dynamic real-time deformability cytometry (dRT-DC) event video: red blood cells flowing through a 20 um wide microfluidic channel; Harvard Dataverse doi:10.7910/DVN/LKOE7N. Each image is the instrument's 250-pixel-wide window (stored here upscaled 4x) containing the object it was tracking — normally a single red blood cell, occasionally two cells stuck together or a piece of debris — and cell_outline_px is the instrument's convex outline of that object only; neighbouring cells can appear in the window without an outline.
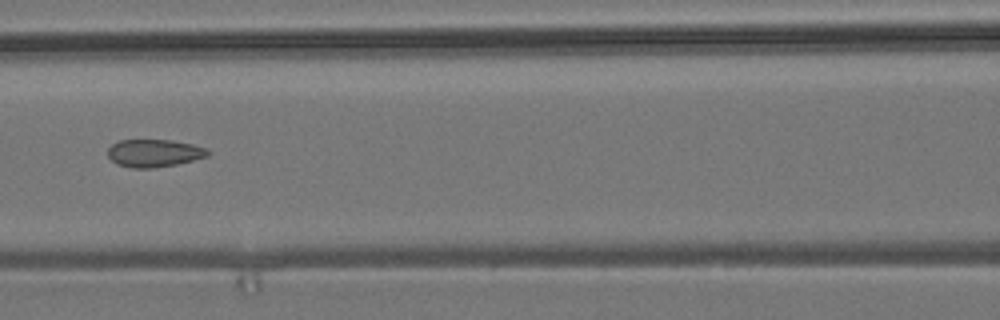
{"species": "common noctule bat (a hibernating species)", "species_latin": "Nyctalus noctula", "temperature_condition": "room temperature", "stored_images_in_passage": 5, "camera_frame_rate_fps": 3000, "um_per_image_px": 0.085, "animal": {"sex": "male", "body_mass_g": 19.2, "forearm_length_mm": 51.8}, "frame": {"image": 1, "passage_image": 5, "time_ms": 1.333, "image_size_px": [1000, 320], "cell_outline_px": [[212, 152], [208, 156], [176, 164], [152, 168], [132, 168], [116, 164], [108, 156], [108, 148], [112, 144], [120, 140], [172, 140], [192, 144], [208, 148]], "centroid_in_image_um": [13.12, 13.01], "position_along_channel_um": 153.5, "area_um2": 16.18}}